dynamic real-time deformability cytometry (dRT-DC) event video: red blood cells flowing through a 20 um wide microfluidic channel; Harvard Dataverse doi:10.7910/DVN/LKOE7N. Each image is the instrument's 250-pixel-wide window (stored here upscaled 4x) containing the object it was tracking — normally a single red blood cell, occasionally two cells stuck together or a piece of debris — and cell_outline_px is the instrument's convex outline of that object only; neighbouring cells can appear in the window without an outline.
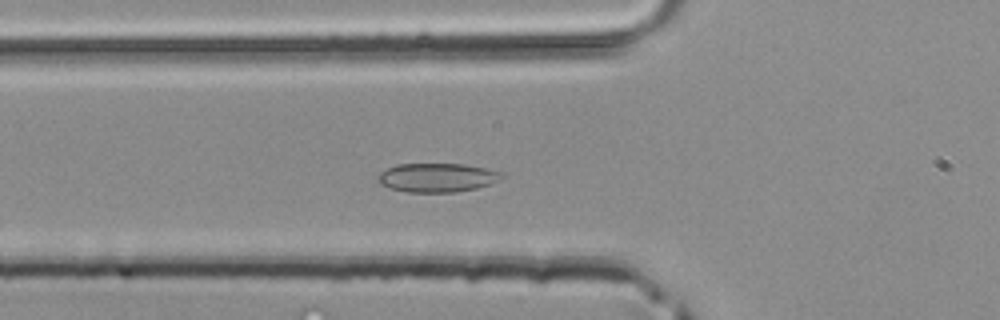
{"species": "common noctule bat (a hibernating species)", "species_latin": "Nyctalus noctula", "temperature_condition": "room temperature", "stored_images_in_passage": 32, "camera_frame_rate_fps": 3000, "um_per_image_px": 0.085, "animal": {"sex": "male", "body_mass_g": 20.4}, "frame": {"image": 1, "passage_image": 3, "time_ms": 0.667, "image_size_px": [1000, 320], "cell_outline_px": [[504, 176], [500, 180], [492, 184], [476, 188], [456, 192], [408, 192], [392, 188], [380, 184], [376, 180], [376, 176], [380, 172], [396, 164], [464, 164], [484, 168], [500, 172]], "centroid_in_image_um": [37.14, 15.09], "position_along_channel_um": 88.7, "area_um2": 20.87}}
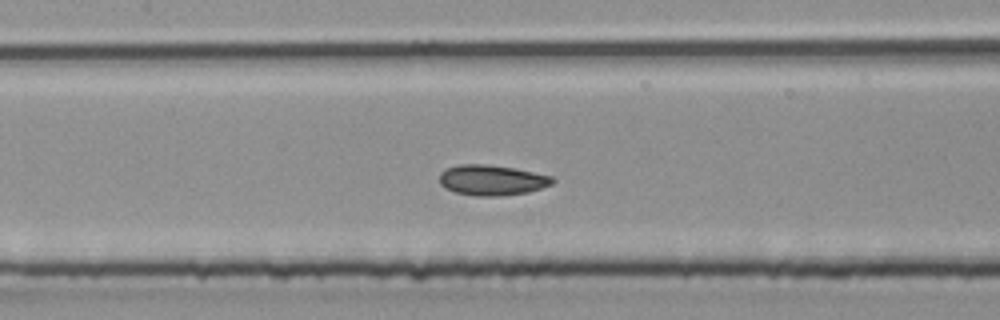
{"frame": {"image": 2, "passage_image": 8, "time_ms": 2.333, "image_size_px": [1000, 320], "cell_outline_px": [[556, 180], [552, 184], [528, 192], [500, 196], [476, 196], [456, 192], [440, 184], [440, 172], [444, 168], [460, 164], [488, 164], [512, 168], [552, 176]], "centroid_in_image_um": [41.8, 15.3], "position_along_channel_um": 165.6, "area_um2": 19.94}}
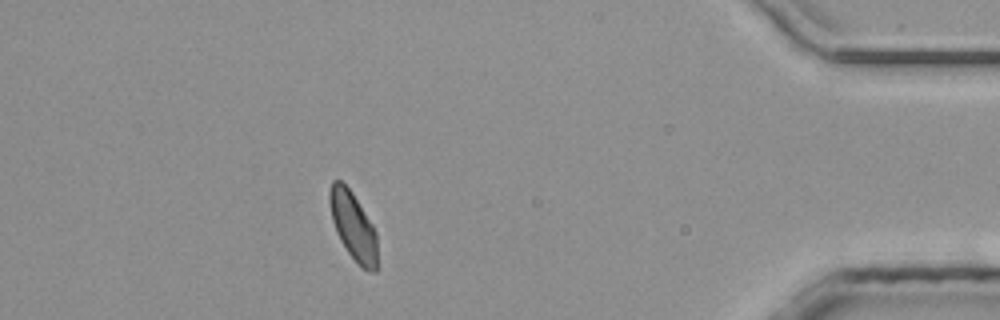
{"frame": {"image": 3, "passage_image": 27, "time_ms": 8.667, "image_size_px": [1000, 320], "cell_outline_px": [[380, 268], [376, 272], [368, 272], [360, 268], [348, 252], [340, 240], [336, 232], [332, 220], [328, 200], [328, 192], [332, 180], [340, 180], [352, 192], [372, 224], [376, 232]], "centroid_in_image_um": [30.05, 19.3], "position_along_channel_um": 405.1, "area_um2": 19.54}}